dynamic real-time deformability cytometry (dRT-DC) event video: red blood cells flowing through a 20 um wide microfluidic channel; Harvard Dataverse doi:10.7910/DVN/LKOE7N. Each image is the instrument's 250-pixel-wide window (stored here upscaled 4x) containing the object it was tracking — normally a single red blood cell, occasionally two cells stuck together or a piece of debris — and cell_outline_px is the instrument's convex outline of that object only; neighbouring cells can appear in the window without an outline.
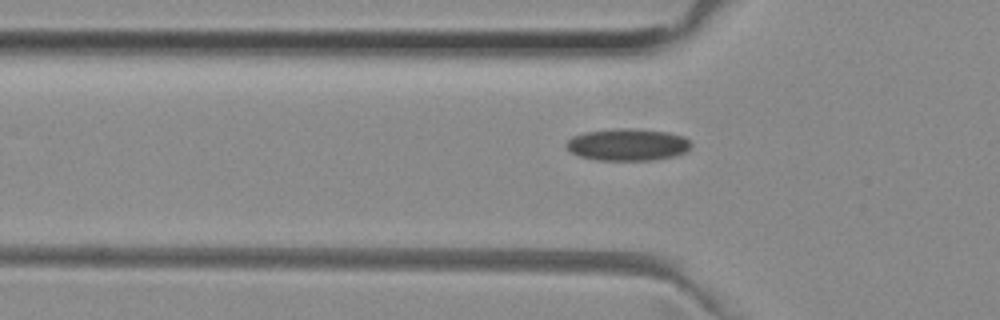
{"species": "common noctule bat (a hibernating species)", "species_latin": "Nyctalus noctula", "temperature_condition": "room temperature", "stored_images_in_passage": 34, "camera_frame_rate_fps": 3000, "um_per_image_px": 0.085, "animal": {"sex": "female", "body_mass_g": 29.2, "forearm_length_mm": 56.3}, "frame": {"image": 1, "passage_image": 3, "time_ms": 0.667, "image_size_px": [1000, 320], "cell_outline_px": [[692, 144], [684, 152], [676, 156], [652, 160], [596, 160], [580, 156], [572, 152], [564, 144], [572, 136], [584, 132], [620, 128], [632, 128], [668, 132], [684, 136]], "centroid_in_image_um": [53.35, 12.29], "position_along_channel_um": 72.5, "area_um2": 23.29}}
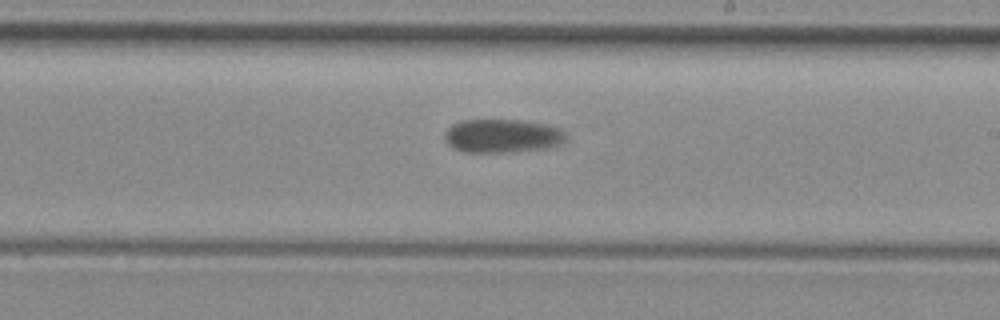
{"frame": {"image": 2, "passage_image": 17, "time_ms": 5.333, "image_size_px": [1000, 320], "cell_outline_px": [[564, 140], [560, 144], [548, 148], [512, 152], [464, 152], [452, 148], [444, 140], [444, 132], [452, 124], [464, 120], [520, 120], [544, 124], [560, 128], [564, 132]], "centroid_in_image_um": [42.65, 11.56], "position_along_channel_um": 246.3, "area_um2": 23.81}}
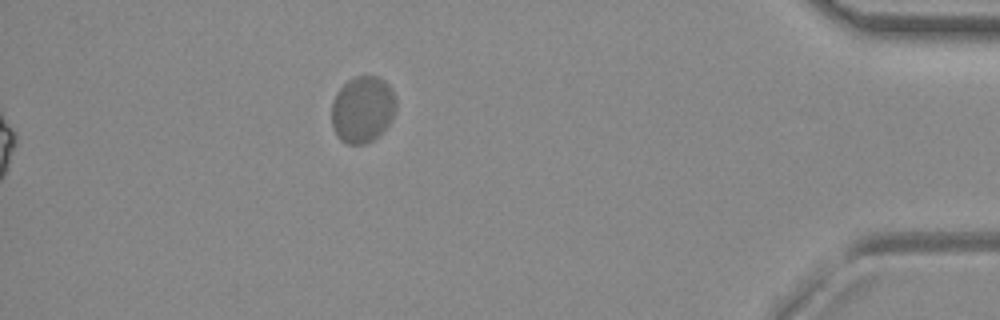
{"frame": {"image": 3, "passage_image": 34, "time_ms": 11.0, "image_size_px": [1000, 320], "cell_outline_px": [[396, 112], [392, 120], [372, 140], [364, 144], [348, 144], [340, 140], [336, 136], [332, 128], [332, 100], [336, 92], [348, 80], [356, 76], [380, 76], [392, 88], [396, 100]], "centroid_in_image_um": [30.81, 9.28], "position_along_channel_um": 404.4, "area_um2": 25.26}}